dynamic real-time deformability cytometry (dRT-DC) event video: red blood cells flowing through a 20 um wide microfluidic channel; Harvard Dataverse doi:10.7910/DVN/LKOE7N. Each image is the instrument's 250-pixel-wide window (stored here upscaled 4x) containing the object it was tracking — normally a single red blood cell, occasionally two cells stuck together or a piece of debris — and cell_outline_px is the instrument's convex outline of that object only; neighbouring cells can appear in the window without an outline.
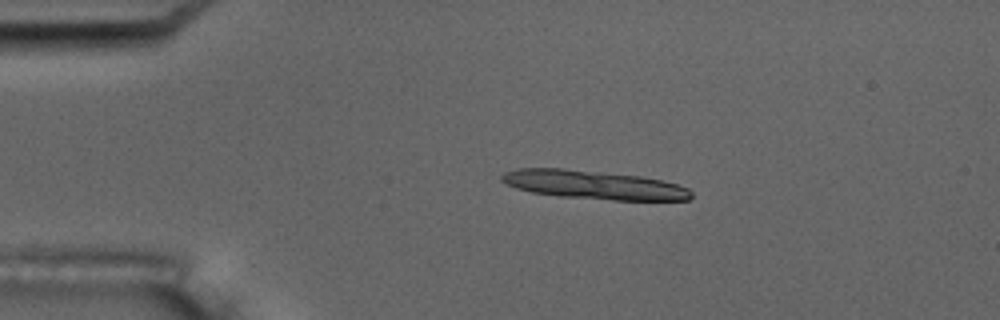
{"species": "common noctule bat (a hibernating species)", "species_latin": "Nyctalus noctula", "temperature_condition": "room temperature", "stored_images_in_passage": 5, "camera_frame_rate_fps": 3000, "um_per_image_px": 0.085, "animal": {"sex": "male", "body_mass_g": 17.5, "forearm_length_mm": 52.3}, "frame": {"image": 1, "passage_image": 4, "time_ms": 3.333, "image_size_px": [1000, 320], "cell_outline_px": [[692, 196], [688, 200], [612, 200], [560, 196], [532, 192], [516, 188], [500, 180], [500, 176], [504, 172], [520, 168], [564, 168], [640, 176], [660, 180], [676, 184], [688, 188], [692, 192]], "centroid_in_image_um": [50.45, 15.71], "position_along_channel_um": 34.5, "area_um2": 31.5}}